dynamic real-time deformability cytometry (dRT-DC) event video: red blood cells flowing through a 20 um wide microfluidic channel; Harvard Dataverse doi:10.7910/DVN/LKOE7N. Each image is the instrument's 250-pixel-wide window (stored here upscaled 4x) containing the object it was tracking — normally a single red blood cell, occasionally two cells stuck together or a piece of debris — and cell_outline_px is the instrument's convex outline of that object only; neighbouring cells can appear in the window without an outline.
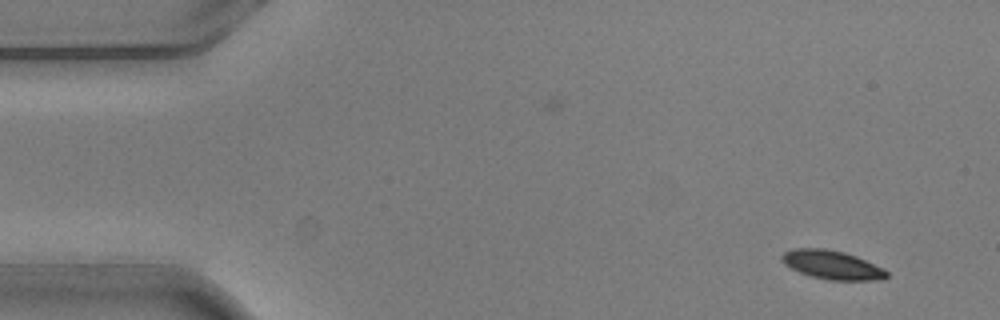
{"species": "common noctule bat (a hibernating species)", "species_latin": "Nyctalus noctula", "temperature_condition": "warm", "stored_images_in_passage": 3, "camera_frame_rate_fps": 3000, "um_per_image_px": 0.085, "animal": {"sex": "male", "body_mass_g": 20.5, "forearm_length_mm": 52.5}, "frame": {"image": 1, "passage_image": 1, "time_ms": 0.0, "image_size_px": [1000, 320], "cell_outline_px": [[888, 276], [884, 280], [828, 280], [812, 276], [800, 272], [784, 264], [780, 260], [780, 256], [784, 252], [796, 248], [824, 248], [844, 252], [856, 256], [884, 268], [888, 272]], "centroid_in_image_um": [70.74, 22.51], "position_along_channel_um": 14.3, "area_um2": 17.63}}
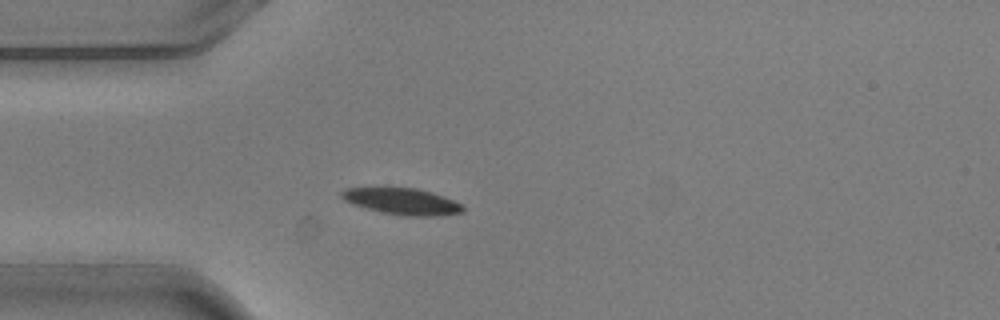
{"frame": {"image": 2, "passage_image": 3, "time_ms": 0.667, "image_size_px": [1000, 320], "cell_outline_px": [[464, 212], [440, 216], [400, 216], [380, 212], [364, 208], [352, 204], [344, 200], [340, 196], [340, 192], [344, 188], [416, 188], [432, 192], [444, 196], [464, 204]], "centroid_in_image_um": [34.2, 17.13], "position_along_channel_um": 50.8, "area_um2": 19.02}}